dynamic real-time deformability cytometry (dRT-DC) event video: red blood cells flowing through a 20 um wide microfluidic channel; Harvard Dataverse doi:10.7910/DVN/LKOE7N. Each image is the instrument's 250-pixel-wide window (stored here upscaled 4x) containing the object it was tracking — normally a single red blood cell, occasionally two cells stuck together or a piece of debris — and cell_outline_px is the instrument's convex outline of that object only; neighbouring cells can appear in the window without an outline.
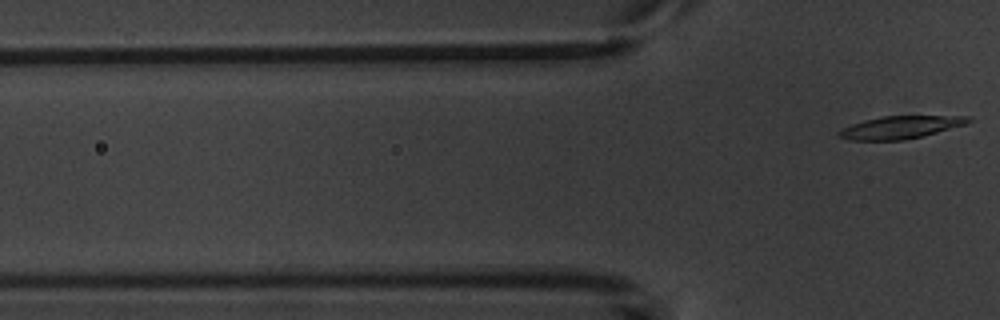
{"species": "common noctule bat (a hibernating species)", "species_latin": "Nyctalus noctula", "temperature_condition": "warm", "stored_images_in_passage": 3, "camera_frame_rate_fps": 3000, "um_per_image_px": 0.085, "animal": {"sex": "male", "body_mass_g": 20.1, "forearm_length_mm": 53.5}, "frame": {"image": 1, "passage_image": 3, "time_ms": 3.333, "image_size_px": [1000, 320], "cell_outline_px": [[972, 120], [968, 124], [924, 136], [904, 140], [852, 140], [836, 136], [836, 132], [840, 128], [864, 120], [880, 116], [972, 116]], "centroid_in_image_um": [76.54, 10.82], "position_along_channel_um": 49.3, "area_um2": 17.34}}